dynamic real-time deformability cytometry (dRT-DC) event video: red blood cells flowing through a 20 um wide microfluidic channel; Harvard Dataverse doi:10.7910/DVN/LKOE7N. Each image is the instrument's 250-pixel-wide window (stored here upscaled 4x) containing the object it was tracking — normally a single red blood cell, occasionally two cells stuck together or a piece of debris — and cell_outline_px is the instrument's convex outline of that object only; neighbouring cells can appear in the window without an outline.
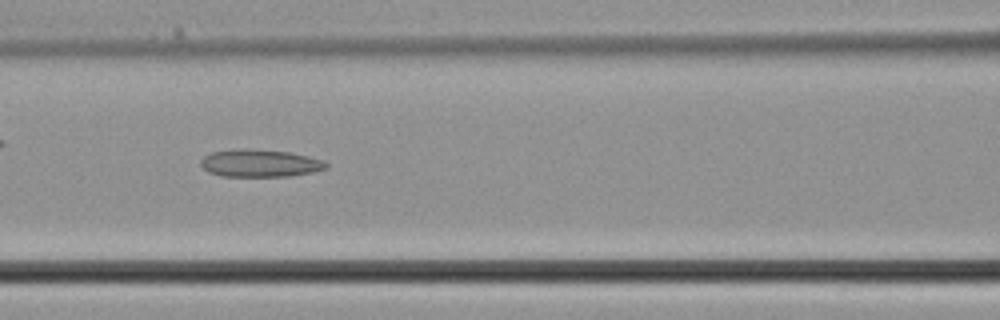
{"species": "common noctule bat (a hibernating species)", "species_latin": "Nyctalus noctula", "temperature_condition": "cold", "stored_images_in_passage": 36, "camera_frame_rate_fps": 3000, "um_per_image_px": 0.085, "animal": {"sex": "male", "body_mass_g": 21.5, "forearm_length_mm": 52.0}, "frame": {"image": 1, "passage_image": 15, "time_ms": 4.667, "image_size_px": [1000, 320], "cell_outline_px": [[328, 168], [312, 172], [292, 176], [220, 176], [208, 172], [200, 164], [200, 160], [204, 156], [212, 152], [244, 148], [288, 152], [308, 156], [324, 160], [328, 164]], "centroid_in_image_um": [22.1, 13.88], "position_along_channel_um": 144.5, "area_um2": 20.11}}
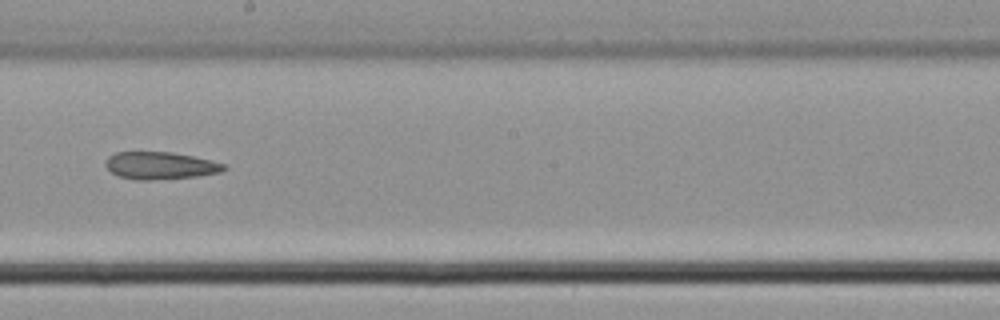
{"frame": {"image": 2, "passage_image": 20, "time_ms": 6.333, "image_size_px": [1000, 320], "cell_outline_px": [[228, 168], [220, 172], [196, 176], [152, 180], [136, 180], [116, 176], [104, 164], [108, 156], [116, 152], [172, 152], [192, 156], [228, 164]], "centroid_in_image_um": [13.62, 14.07], "position_along_channel_um": 234.6, "area_um2": 18.96}}
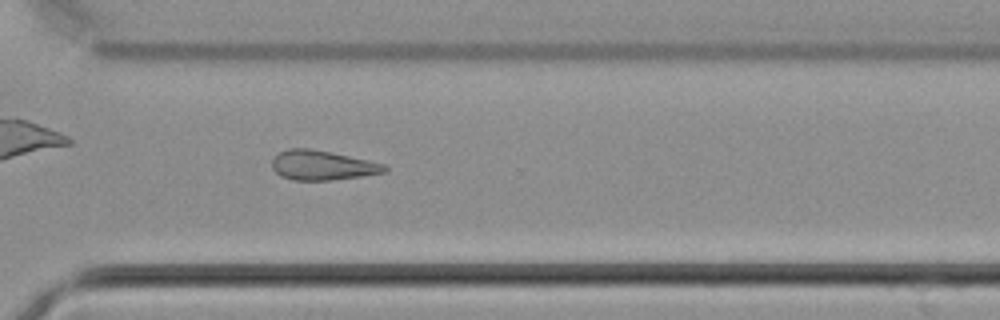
{"frame": {"image": 3, "passage_image": 26, "time_ms": 8.333, "image_size_px": [1000, 320], "cell_outline_px": [[388, 168], [384, 172], [360, 176], [332, 180], [292, 180], [280, 176], [272, 168], [272, 160], [280, 152], [288, 148], [312, 148], [368, 160], [384, 164]], "centroid_in_image_um": [27.36, 14.05], "position_along_channel_um": 343.2, "area_um2": 19.31}}